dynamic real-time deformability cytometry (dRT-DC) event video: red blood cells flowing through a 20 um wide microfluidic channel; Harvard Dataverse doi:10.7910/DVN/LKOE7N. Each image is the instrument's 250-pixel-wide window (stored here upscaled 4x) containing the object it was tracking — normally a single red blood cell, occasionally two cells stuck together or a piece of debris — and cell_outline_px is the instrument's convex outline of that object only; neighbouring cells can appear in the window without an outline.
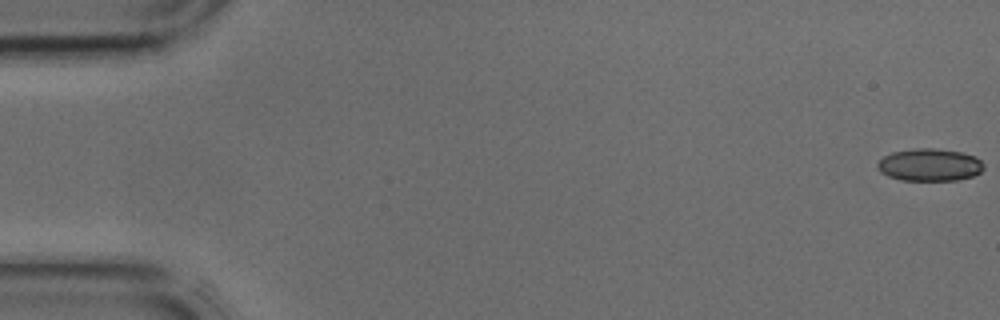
{"species": "common noctule bat (a hibernating species)", "species_latin": "Nyctalus noctula", "temperature_condition": "cold", "stored_images_in_passage": 43, "camera_frame_rate_fps": 3000, "um_per_image_px": 0.085, "animal": {"sex": "male", "body_mass_g": 17.9, "forearm_length_mm": 54.2}, "frame": {"image": 1, "passage_image": 1, "time_ms": 0.0, "image_size_px": [1000, 320], "cell_outline_px": [[984, 168], [980, 172], [972, 176], [956, 180], [900, 180], [888, 176], [880, 172], [876, 168], [876, 164], [884, 156], [892, 152], [912, 148], [936, 148], [960, 152], [976, 156], [984, 164]], "centroid_in_image_um": [79.0, 14.0], "position_along_channel_um": 6.0, "area_um2": 20.23}}
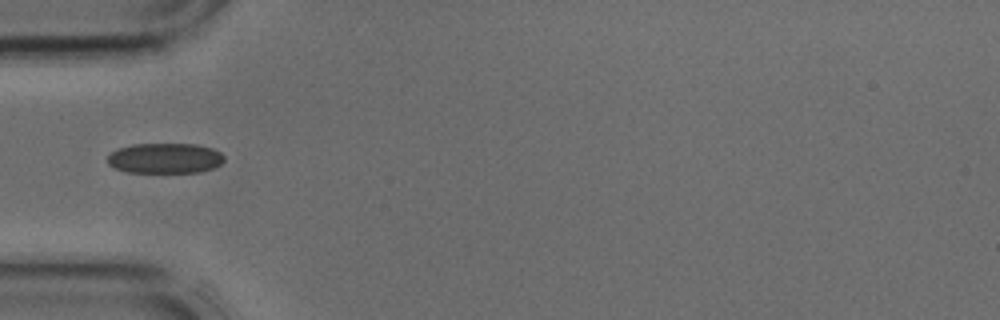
{"frame": {"image": 2, "passage_image": 14, "time_ms": 4.333, "image_size_px": [1000, 320], "cell_outline_px": [[224, 160], [220, 164], [212, 168], [200, 172], [128, 172], [116, 168], [108, 164], [108, 156], [116, 148], [132, 144], [196, 144], [212, 148], [220, 152], [224, 156]], "centroid_in_image_um": [14.02, 13.44], "position_along_channel_um": 71.0, "area_um2": 20.58}}
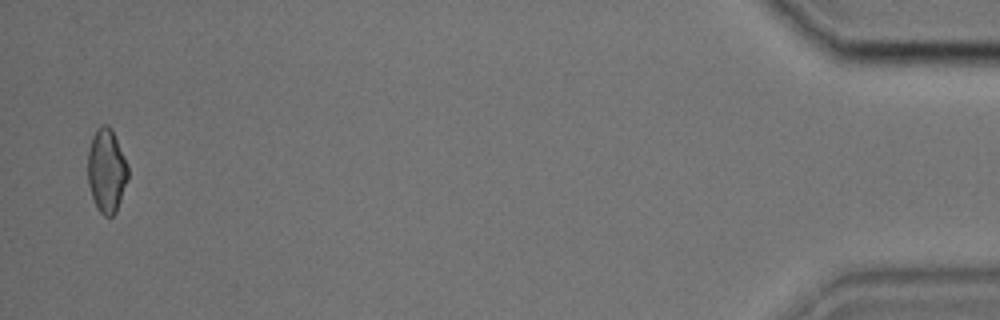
{"frame": {"image": 3, "passage_image": 42, "time_ms": 13.667, "image_size_px": [1000, 320], "cell_outline_px": [[128, 176], [116, 212], [112, 216], [104, 216], [96, 208], [88, 184], [88, 152], [92, 136], [96, 128], [100, 124], [108, 124], [112, 128], [128, 164]], "centroid_in_image_um": [9.05, 14.46], "position_along_channel_um": 426.2, "area_um2": 19.77}}